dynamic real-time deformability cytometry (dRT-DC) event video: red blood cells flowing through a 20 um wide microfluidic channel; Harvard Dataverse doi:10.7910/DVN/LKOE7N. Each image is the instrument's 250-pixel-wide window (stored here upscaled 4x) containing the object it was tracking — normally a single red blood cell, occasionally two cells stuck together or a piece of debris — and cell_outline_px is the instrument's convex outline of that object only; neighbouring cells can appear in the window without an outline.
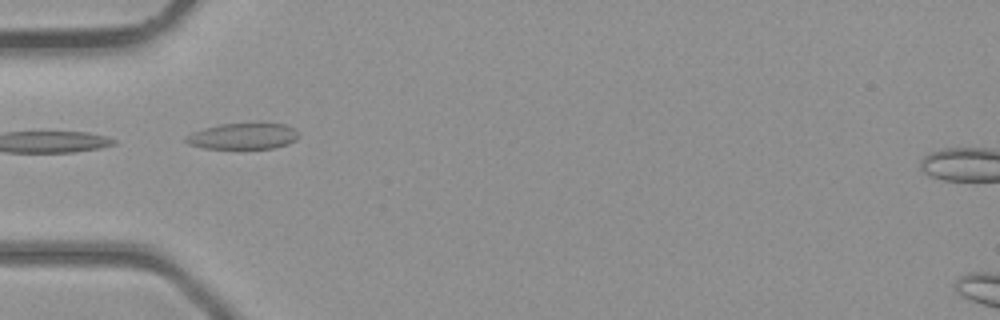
{"species": "common noctule bat (a hibernating species)", "species_latin": "Nyctalus noctula", "temperature_condition": "room temperature", "stored_images_in_passage": 5, "camera_frame_rate_fps": 3000, "um_per_image_px": 0.085, "animal": {"sex": "male", "body_mass_g": 23.1, "forearm_length_mm": 52.7}, "frame": {"image": 1, "passage_image": 4, "time_ms": 3.667, "image_size_px": [1000, 320], "cell_outline_px": [[300, 136], [296, 140], [288, 144], [276, 148], [204, 148], [188, 144], [184, 140], [188, 136], [204, 128], [220, 124], [284, 124], [296, 128], [300, 132]], "centroid_in_image_um": [20.75, 11.58], "position_along_channel_um": 64.3, "area_um2": 16.99}}
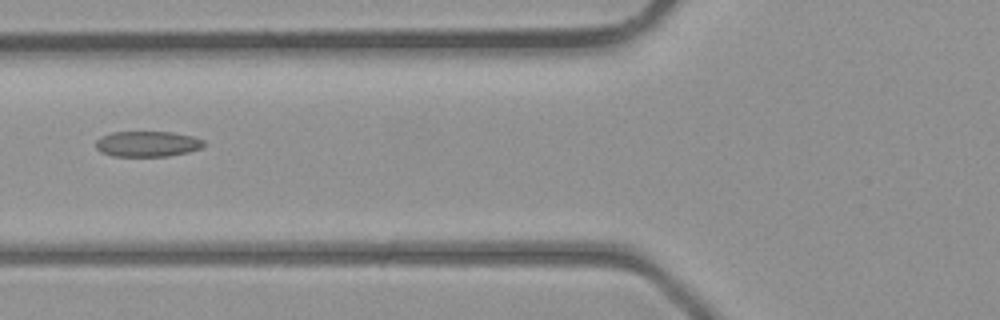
{"frame": {"image": 2, "passage_image": 5, "time_ms": 4.667, "image_size_px": [1000, 320], "cell_outline_px": [[204, 144], [200, 148], [188, 152], [168, 156], [112, 156], [100, 152], [96, 148], [96, 140], [100, 136], [112, 132], [172, 132], [192, 136], [204, 140]], "centroid_in_image_um": [12.49, 12.23], "position_along_channel_um": 113.3, "area_um2": 16.13}}